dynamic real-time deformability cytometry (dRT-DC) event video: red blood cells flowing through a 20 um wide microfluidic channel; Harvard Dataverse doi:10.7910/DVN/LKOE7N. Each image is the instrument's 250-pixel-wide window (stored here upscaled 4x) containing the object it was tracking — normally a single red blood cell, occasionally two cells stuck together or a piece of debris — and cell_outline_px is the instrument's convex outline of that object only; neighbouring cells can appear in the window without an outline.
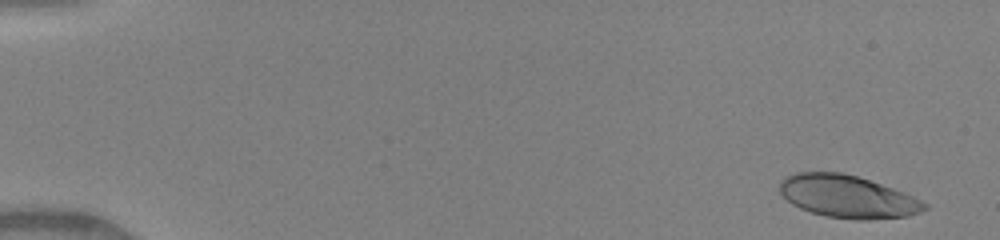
{"species": "human", "species_latin": "Homo sapiens", "temperature_condition": "warm", "stored_images_in_passage": 44, "camera_frame_rate_fps": 3000, "um_per_image_px": 0.085, "donor": {"sex": "female"}, "frame": {"image": 1, "passage_image": 3, "time_ms": 0.667, "image_size_px": [1000, 240], "cell_outline_px": [[928, 208], [920, 212], [908, 216], [868, 220], [856, 220], [824, 216], [800, 208], [792, 204], [780, 192], [780, 180], [784, 176], [796, 172], [844, 172], [904, 192], [928, 204]], "centroid_in_image_um": [72.03, 16.71], "position_along_channel_um": 13.0, "area_um2": 35.89}}
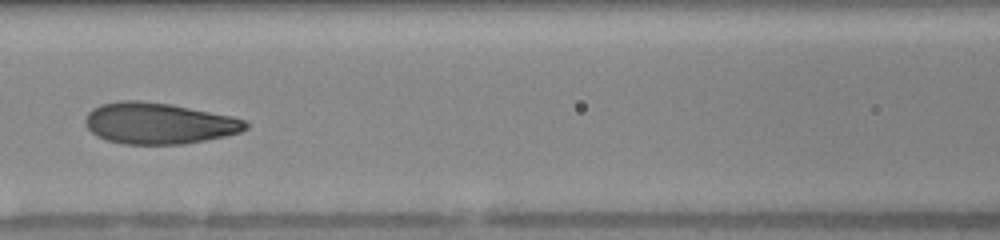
{"frame": {"image": 2, "passage_image": 24, "time_ms": 7.667, "image_size_px": [1000, 240], "cell_outline_px": [[248, 128], [240, 132], [224, 136], [184, 144], [124, 144], [104, 140], [96, 136], [84, 124], [84, 120], [88, 112], [92, 108], [100, 104], [120, 100], [140, 100], [168, 104], [232, 116], [244, 120], [248, 124]], "centroid_in_image_um": [13.43, 10.48], "position_along_channel_um": 153.2, "area_um2": 38.55}}
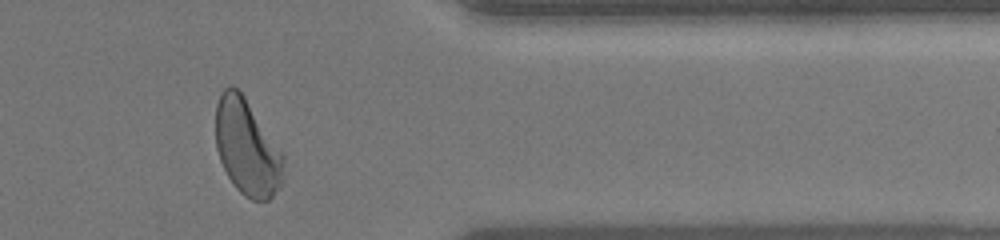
{"frame": {"image": 3, "passage_image": 42, "time_ms": 13.667, "image_size_px": [1000, 240], "cell_outline_px": [[284, 160], [280, 188], [268, 200], [252, 200], [244, 196], [236, 188], [228, 176], [220, 160], [216, 148], [216, 104], [224, 88], [236, 88], [244, 96], [284, 152]], "centroid_in_image_um": [21.01, 12.55], "position_along_channel_um": 390.4, "area_um2": 37.86}, "authors_computed_cell_mechanics": {"area_um2": 37.4544, "velocity_mm_per_s": 4.1314, "shape_relaxation_time_tau1_ms": 3.8795, "shape_relaxation_time_tau2_ms": 0.7792, "deformation_change_tau1": 0.192, "deformation_change_tau2": 0.0782}}